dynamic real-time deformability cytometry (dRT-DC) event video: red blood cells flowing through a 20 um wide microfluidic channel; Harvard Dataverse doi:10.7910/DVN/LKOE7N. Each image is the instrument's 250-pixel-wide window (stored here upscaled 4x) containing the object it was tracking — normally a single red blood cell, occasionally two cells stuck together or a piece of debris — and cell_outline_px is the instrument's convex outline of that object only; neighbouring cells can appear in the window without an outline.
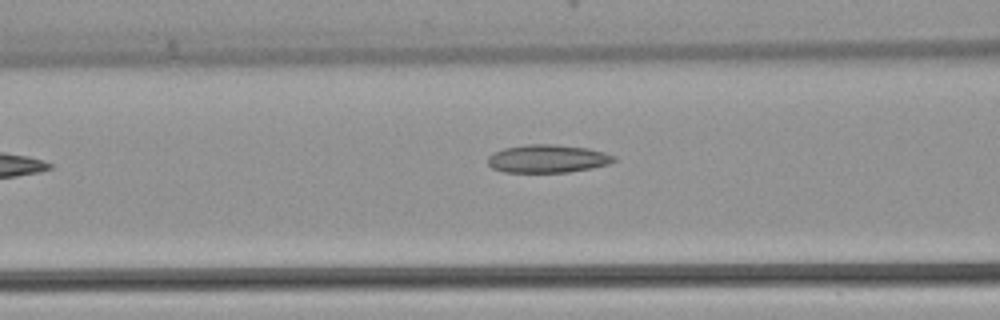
{"species": "common noctule bat (a hibernating species)", "species_latin": "Nyctalus noctula", "temperature_condition": "warm", "stored_images_in_passage": 3, "camera_frame_rate_fps": 3000, "um_per_image_px": 0.085, "animal": {"sex": "female", "body_mass_g": 22.7, "forearm_length_mm": 54.2}, "frame": {"image": 1, "passage_image": 3, "time_ms": 0.667, "image_size_px": [1000, 320], "cell_outline_px": [[616, 160], [608, 164], [592, 168], [568, 172], [504, 172], [492, 168], [488, 164], [488, 156], [492, 152], [504, 148], [524, 144], [556, 144], [588, 148], [604, 152], [616, 156]], "centroid_in_image_um": [46.53, 13.48], "position_along_channel_um": 120.1, "area_um2": 20.81}}